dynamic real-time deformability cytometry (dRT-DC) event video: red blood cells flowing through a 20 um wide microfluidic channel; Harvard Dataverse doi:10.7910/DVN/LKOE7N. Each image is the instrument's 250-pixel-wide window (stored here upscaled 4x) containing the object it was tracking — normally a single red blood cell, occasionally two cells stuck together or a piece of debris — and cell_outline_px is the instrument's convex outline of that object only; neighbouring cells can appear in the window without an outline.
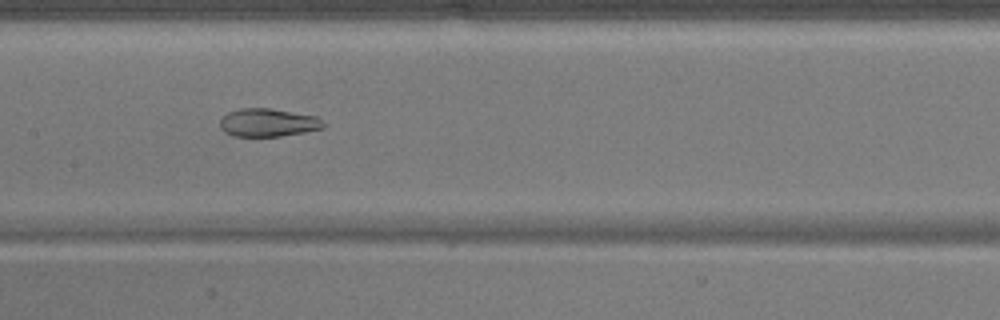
{"species": "common noctule bat (a hibernating species)", "species_latin": "Nyctalus noctula", "temperature_condition": "warm", "stored_images_in_passage": 45, "camera_frame_rate_fps": 3000, "um_per_image_px": 0.085, "animal": {"sex": "male", "body_mass_g": 17.9}, "frame": {"image": 1, "passage_image": 20, "time_ms": 6.333, "image_size_px": [1000, 320], "cell_outline_px": [[328, 124], [324, 128], [304, 132], [280, 136], [232, 136], [224, 132], [220, 128], [220, 120], [228, 112], [240, 108], [268, 108], [316, 116]], "centroid_in_image_um": [22.79, 10.42], "position_along_channel_um": 184.6, "area_um2": 16.99}}
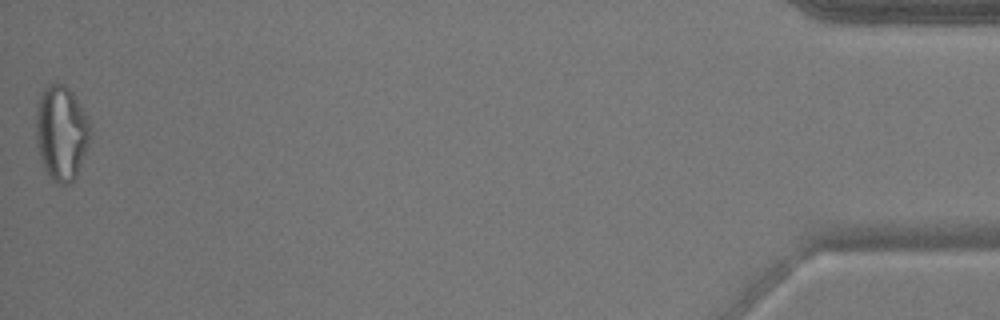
{"frame": {"image": 2, "passage_image": 45, "time_ms": 14.667, "image_size_px": [1000, 320], "cell_outline_px": [[92, 132], [88, 144], [76, 176], [68, 184], [60, 184], [52, 180], [44, 168], [40, 160], [36, 144], [36, 104], [40, 92], [48, 84], [64, 84], [72, 92], [88, 116], [92, 128]], "centroid_in_image_um": [5.2, 11.26], "position_along_channel_um": 430.0, "area_um2": 30.35}}